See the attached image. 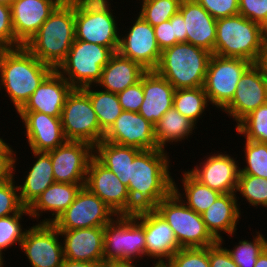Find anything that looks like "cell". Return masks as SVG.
Masks as SVG:
<instances>
[{
	"mask_svg": "<svg viewBox=\"0 0 267 267\" xmlns=\"http://www.w3.org/2000/svg\"><path fill=\"white\" fill-rule=\"evenodd\" d=\"M164 149L141 150L130 163L131 215L156 210L159 202L173 191L169 174L170 158Z\"/></svg>",
	"mask_w": 267,
	"mask_h": 267,
	"instance_id": "1",
	"label": "cell"
},
{
	"mask_svg": "<svg viewBox=\"0 0 267 267\" xmlns=\"http://www.w3.org/2000/svg\"><path fill=\"white\" fill-rule=\"evenodd\" d=\"M163 267H210L209 247L180 248Z\"/></svg>",
	"mask_w": 267,
	"mask_h": 267,
	"instance_id": "42",
	"label": "cell"
},
{
	"mask_svg": "<svg viewBox=\"0 0 267 267\" xmlns=\"http://www.w3.org/2000/svg\"><path fill=\"white\" fill-rule=\"evenodd\" d=\"M103 140L139 150L160 149L155 140L154 125L138 112L123 111Z\"/></svg>",
	"mask_w": 267,
	"mask_h": 267,
	"instance_id": "17",
	"label": "cell"
},
{
	"mask_svg": "<svg viewBox=\"0 0 267 267\" xmlns=\"http://www.w3.org/2000/svg\"><path fill=\"white\" fill-rule=\"evenodd\" d=\"M254 267H267V247L258 256Z\"/></svg>",
	"mask_w": 267,
	"mask_h": 267,
	"instance_id": "56",
	"label": "cell"
},
{
	"mask_svg": "<svg viewBox=\"0 0 267 267\" xmlns=\"http://www.w3.org/2000/svg\"><path fill=\"white\" fill-rule=\"evenodd\" d=\"M3 260H4V259L0 257V267H3L4 264H5V263H3V262H4Z\"/></svg>",
	"mask_w": 267,
	"mask_h": 267,
	"instance_id": "59",
	"label": "cell"
},
{
	"mask_svg": "<svg viewBox=\"0 0 267 267\" xmlns=\"http://www.w3.org/2000/svg\"><path fill=\"white\" fill-rule=\"evenodd\" d=\"M104 260L135 261L145 256L143 225L133 215H117L104 227Z\"/></svg>",
	"mask_w": 267,
	"mask_h": 267,
	"instance_id": "9",
	"label": "cell"
},
{
	"mask_svg": "<svg viewBox=\"0 0 267 267\" xmlns=\"http://www.w3.org/2000/svg\"><path fill=\"white\" fill-rule=\"evenodd\" d=\"M61 267H102V262H79L64 259Z\"/></svg>",
	"mask_w": 267,
	"mask_h": 267,
	"instance_id": "54",
	"label": "cell"
},
{
	"mask_svg": "<svg viewBox=\"0 0 267 267\" xmlns=\"http://www.w3.org/2000/svg\"><path fill=\"white\" fill-rule=\"evenodd\" d=\"M141 150L102 140L94 146V157L128 187L130 163Z\"/></svg>",
	"mask_w": 267,
	"mask_h": 267,
	"instance_id": "31",
	"label": "cell"
},
{
	"mask_svg": "<svg viewBox=\"0 0 267 267\" xmlns=\"http://www.w3.org/2000/svg\"><path fill=\"white\" fill-rule=\"evenodd\" d=\"M85 187L97 195L116 215H131V198L120 179L94 156L86 174Z\"/></svg>",
	"mask_w": 267,
	"mask_h": 267,
	"instance_id": "14",
	"label": "cell"
},
{
	"mask_svg": "<svg viewBox=\"0 0 267 267\" xmlns=\"http://www.w3.org/2000/svg\"><path fill=\"white\" fill-rule=\"evenodd\" d=\"M72 89L70 83L53 70L19 111L41 112L52 117H61L66 97Z\"/></svg>",
	"mask_w": 267,
	"mask_h": 267,
	"instance_id": "24",
	"label": "cell"
},
{
	"mask_svg": "<svg viewBox=\"0 0 267 267\" xmlns=\"http://www.w3.org/2000/svg\"><path fill=\"white\" fill-rule=\"evenodd\" d=\"M255 65L260 69L262 75L267 81V41L261 48L258 59L255 62Z\"/></svg>",
	"mask_w": 267,
	"mask_h": 267,
	"instance_id": "53",
	"label": "cell"
},
{
	"mask_svg": "<svg viewBox=\"0 0 267 267\" xmlns=\"http://www.w3.org/2000/svg\"><path fill=\"white\" fill-rule=\"evenodd\" d=\"M30 217L28 209L25 207L21 212L0 218V257L4 258L2 251L11 248L14 244L21 245L27 229H22L21 219L23 215Z\"/></svg>",
	"mask_w": 267,
	"mask_h": 267,
	"instance_id": "38",
	"label": "cell"
},
{
	"mask_svg": "<svg viewBox=\"0 0 267 267\" xmlns=\"http://www.w3.org/2000/svg\"><path fill=\"white\" fill-rule=\"evenodd\" d=\"M14 154H0V182L7 180L11 177L15 172L16 168V156Z\"/></svg>",
	"mask_w": 267,
	"mask_h": 267,
	"instance_id": "51",
	"label": "cell"
},
{
	"mask_svg": "<svg viewBox=\"0 0 267 267\" xmlns=\"http://www.w3.org/2000/svg\"><path fill=\"white\" fill-rule=\"evenodd\" d=\"M75 39V9L63 0L24 46L41 62L56 70L67 57Z\"/></svg>",
	"mask_w": 267,
	"mask_h": 267,
	"instance_id": "3",
	"label": "cell"
},
{
	"mask_svg": "<svg viewBox=\"0 0 267 267\" xmlns=\"http://www.w3.org/2000/svg\"><path fill=\"white\" fill-rule=\"evenodd\" d=\"M236 194L246 198L245 200L253 207L262 206L267 209V179L239 174Z\"/></svg>",
	"mask_w": 267,
	"mask_h": 267,
	"instance_id": "40",
	"label": "cell"
},
{
	"mask_svg": "<svg viewBox=\"0 0 267 267\" xmlns=\"http://www.w3.org/2000/svg\"><path fill=\"white\" fill-rule=\"evenodd\" d=\"M179 12L185 21L187 43L214 54L216 19L196 0H181Z\"/></svg>",
	"mask_w": 267,
	"mask_h": 267,
	"instance_id": "25",
	"label": "cell"
},
{
	"mask_svg": "<svg viewBox=\"0 0 267 267\" xmlns=\"http://www.w3.org/2000/svg\"><path fill=\"white\" fill-rule=\"evenodd\" d=\"M213 154L188 172L200 183L221 194L236 193L240 173L237 157L219 151Z\"/></svg>",
	"mask_w": 267,
	"mask_h": 267,
	"instance_id": "18",
	"label": "cell"
},
{
	"mask_svg": "<svg viewBox=\"0 0 267 267\" xmlns=\"http://www.w3.org/2000/svg\"><path fill=\"white\" fill-rule=\"evenodd\" d=\"M267 102V81L252 64L242 75L232 101L222 110L238 124L250 112Z\"/></svg>",
	"mask_w": 267,
	"mask_h": 267,
	"instance_id": "20",
	"label": "cell"
},
{
	"mask_svg": "<svg viewBox=\"0 0 267 267\" xmlns=\"http://www.w3.org/2000/svg\"><path fill=\"white\" fill-rule=\"evenodd\" d=\"M144 227L145 256L158 260L154 267H163L180 249L172 228L156 211H144L133 215Z\"/></svg>",
	"mask_w": 267,
	"mask_h": 267,
	"instance_id": "16",
	"label": "cell"
},
{
	"mask_svg": "<svg viewBox=\"0 0 267 267\" xmlns=\"http://www.w3.org/2000/svg\"><path fill=\"white\" fill-rule=\"evenodd\" d=\"M61 124L66 140L84 141L94 147L105 136L90 98L81 88H73L67 95L61 113Z\"/></svg>",
	"mask_w": 267,
	"mask_h": 267,
	"instance_id": "8",
	"label": "cell"
},
{
	"mask_svg": "<svg viewBox=\"0 0 267 267\" xmlns=\"http://www.w3.org/2000/svg\"><path fill=\"white\" fill-rule=\"evenodd\" d=\"M235 130L245 140L267 143V102L244 117Z\"/></svg>",
	"mask_w": 267,
	"mask_h": 267,
	"instance_id": "36",
	"label": "cell"
},
{
	"mask_svg": "<svg viewBox=\"0 0 267 267\" xmlns=\"http://www.w3.org/2000/svg\"><path fill=\"white\" fill-rule=\"evenodd\" d=\"M245 165L239 174H248L267 179V143L245 141Z\"/></svg>",
	"mask_w": 267,
	"mask_h": 267,
	"instance_id": "41",
	"label": "cell"
},
{
	"mask_svg": "<svg viewBox=\"0 0 267 267\" xmlns=\"http://www.w3.org/2000/svg\"><path fill=\"white\" fill-rule=\"evenodd\" d=\"M17 113L24 124V134L31 150L48 152L66 141L61 117H52L45 113L33 111H18Z\"/></svg>",
	"mask_w": 267,
	"mask_h": 267,
	"instance_id": "21",
	"label": "cell"
},
{
	"mask_svg": "<svg viewBox=\"0 0 267 267\" xmlns=\"http://www.w3.org/2000/svg\"><path fill=\"white\" fill-rule=\"evenodd\" d=\"M144 99L138 113L155 125L169 109L173 108L175 88L155 70L143 75Z\"/></svg>",
	"mask_w": 267,
	"mask_h": 267,
	"instance_id": "26",
	"label": "cell"
},
{
	"mask_svg": "<svg viewBox=\"0 0 267 267\" xmlns=\"http://www.w3.org/2000/svg\"><path fill=\"white\" fill-rule=\"evenodd\" d=\"M208 98L203 86L177 89L174 92L173 108L190 119L195 125L207 108Z\"/></svg>",
	"mask_w": 267,
	"mask_h": 267,
	"instance_id": "35",
	"label": "cell"
},
{
	"mask_svg": "<svg viewBox=\"0 0 267 267\" xmlns=\"http://www.w3.org/2000/svg\"><path fill=\"white\" fill-rule=\"evenodd\" d=\"M75 9V13L100 14L113 12L110 0H67Z\"/></svg>",
	"mask_w": 267,
	"mask_h": 267,
	"instance_id": "48",
	"label": "cell"
},
{
	"mask_svg": "<svg viewBox=\"0 0 267 267\" xmlns=\"http://www.w3.org/2000/svg\"><path fill=\"white\" fill-rule=\"evenodd\" d=\"M239 14L267 30V0H238Z\"/></svg>",
	"mask_w": 267,
	"mask_h": 267,
	"instance_id": "44",
	"label": "cell"
},
{
	"mask_svg": "<svg viewBox=\"0 0 267 267\" xmlns=\"http://www.w3.org/2000/svg\"><path fill=\"white\" fill-rule=\"evenodd\" d=\"M60 238L52 223H38L28 228L20 249L32 267H61L65 258Z\"/></svg>",
	"mask_w": 267,
	"mask_h": 267,
	"instance_id": "12",
	"label": "cell"
},
{
	"mask_svg": "<svg viewBox=\"0 0 267 267\" xmlns=\"http://www.w3.org/2000/svg\"><path fill=\"white\" fill-rule=\"evenodd\" d=\"M93 85L81 88L90 98L97 115L100 128L106 133L123 112L117 94L100 88L94 90ZM99 90V91H98Z\"/></svg>",
	"mask_w": 267,
	"mask_h": 267,
	"instance_id": "34",
	"label": "cell"
},
{
	"mask_svg": "<svg viewBox=\"0 0 267 267\" xmlns=\"http://www.w3.org/2000/svg\"><path fill=\"white\" fill-rule=\"evenodd\" d=\"M195 124L183 116L179 111L174 108L166 111L161 119L154 125L155 127V140L160 149H164L167 143L170 145L173 142L184 141L188 136L193 134Z\"/></svg>",
	"mask_w": 267,
	"mask_h": 267,
	"instance_id": "32",
	"label": "cell"
},
{
	"mask_svg": "<svg viewBox=\"0 0 267 267\" xmlns=\"http://www.w3.org/2000/svg\"><path fill=\"white\" fill-rule=\"evenodd\" d=\"M141 3L138 15L154 27L173 17L179 11L181 0H142Z\"/></svg>",
	"mask_w": 267,
	"mask_h": 267,
	"instance_id": "39",
	"label": "cell"
},
{
	"mask_svg": "<svg viewBox=\"0 0 267 267\" xmlns=\"http://www.w3.org/2000/svg\"><path fill=\"white\" fill-rule=\"evenodd\" d=\"M133 262L134 261L126 260H104L102 262V267H137Z\"/></svg>",
	"mask_w": 267,
	"mask_h": 267,
	"instance_id": "55",
	"label": "cell"
},
{
	"mask_svg": "<svg viewBox=\"0 0 267 267\" xmlns=\"http://www.w3.org/2000/svg\"><path fill=\"white\" fill-rule=\"evenodd\" d=\"M216 20L239 14L238 0H196Z\"/></svg>",
	"mask_w": 267,
	"mask_h": 267,
	"instance_id": "45",
	"label": "cell"
},
{
	"mask_svg": "<svg viewBox=\"0 0 267 267\" xmlns=\"http://www.w3.org/2000/svg\"><path fill=\"white\" fill-rule=\"evenodd\" d=\"M15 48L11 6L0 4V49Z\"/></svg>",
	"mask_w": 267,
	"mask_h": 267,
	"instance_id": "47",
	"label": "cell"
},
{
	"mask_svg": "<svg viewBox=\"0 0 267 267\" xmlns=\"http://www.w3.org/2000/svg\"><path fill=\"white\" fill-rule=\"evenodd\" d=\"M236 193L221 194L202 215V219L210 234L221 244L224 240L221 232L233 236L241 217L240 204Z\"/></svg>",
	"mask_w": 267,
	"mask_h": 267,
	"instance_id": "27",
	"label": "cell"
},
{
	"mask_svg": "<svg viewBox=\"0 0 267 267\" xmlns=\"http://www.w3.org/2000/svg\"><path fill=\"white\" fill-rule=\"evenodd\" d=\"M267 41V30L238 14L216 20L214 54L246 59L255 64Z\"/></svg>",
	"mask_w": 267,
	"mask_h": 267,
	"instance_id": "5",
	"label": "cell"
},
{
	"mask_svg": "<svg viewBox=\"0 0 267 267\" xmlns=\"http://www.w3.org/2000/svg\"><path fill=\"white\" fill-rule=\"evenodd\" d=\"M212 53L187 42H179L161 52L155 71L174 88H197L204 85Z\"/></svg>",
	"mask_w": 267,
	"mask_h": 267,
	"instance_id": "4",
	"label": "cell"
},
{
	"mask_svg": "<svg viewBox=\"0 0 267 267\" xmlns=\"http://www.w3.org/2000/svg\"><path fill=\"white\" fill-rule=\"evenodd\" d=\"M261 232L256 231V235H253V241L239 240V245L234 246L233 249L226 250L232 257V260L238 267H254L261 252L267 247V238Z\"/></svg>",
	"mask_w": 267,
	"mask_h": 267,
	"instance_id": "37",
	"label": "cell"
},
{
	"mask_svg": "<svg viewBox=\"0 0 267 267\" xmlns=\"http://www.w3.org/2000/svg\"><path fill=\"white\" fill-rule=\"evenodd\" d=\"M36 158L29 168L23 184L18 185V191L22 204L28 208L37 197L55 182L50 154L48 152H36L31 150Z\"/></svg>",
	"mask_w": 267,
	"mask_h": 267,
	"instance_id": "30",
	"label": "cell"
},
{
	"mask_svg": "<svg viewBox=\"0 0 267 267\" xmlns=\"http://www.w3.org/2000/svg\"><path fill=\"white\" fill-rule=\"evenodd\" d=\"M182 186L184 192L181 194L178 185L175 184L173 179V192L193 211L198 214H202L216 201L221 195L216 190L203 185L196 180L188 171H184L182 174ZM185 194V196H184ZM185 197V198H184ZM186 199V200H183Z\"/></svg>",
	"mask_w": 267,
	"mask_h": 267,
	"instance_id": "33",
	"label": "cell"
},
{
	"mask_svg": "<svg viewBox=\"0 0 267 267\" xmlns=\"http://www.w3.org/2000/svg\"><path fill=\"white\" fill-rule=\"evenodd\" d=\"M127 32L125 36L120 33L117 52L147 71L155 70L162 51L157 44L153 26L138 15Z\"/></svg>",
	"mask_w": 267,
	"mask_h": 267,
	"instance_id": "15",
	"label": "cell"
},
{
	"mask_svg": "<svg viewBox=\"0 0 267 267\" xmlns=\"http://www.w3.org/2000/svg\"><path fill=\"white\" fill-rule=\"evenodd\" d=\"M48 153L55 182L85 184L88 165L94 156V147L91 144L66 140Z\"/></svg>",
	"mask_w": 267,
	"mask_h": 267,
	"instance_id": "13",
	"label": "cell"
},
{
	"mask_svg": "<svg viewBox=\"0 0 267 267\" xmlns=\"http://www.w3.org/2000/svg\"><path fill=\"white\" fill-rule=\"evenodd\" d=\"M85 184L54 182L27 208L33 219L42 213L51 212L52 218L40 220V223H54L56 219L74 202L77 193ZM44 211V212H43ZM55 215V216H54Z\"/></svg>",
	"mask_w": 267,
	"mask_h": 267,
	"instance_id": "28",
	"label": "cell"
},
{
	"mask_svg": "<svg viewBox=\"0 0 267 267\" xmlns=\"http://www.w3.org/2000/svg\"><path fill=\"white\" fill-rule=\"evenodd\" d=\"M113 12L100 14L75 13L76 40L95 43L118 51L120 31Z\"/></svg>",
	"mask_w": 267,
	"mask_h": 267,
	"instance_id": "23",
	"label": "cell"
},
{
	"mask_svg": "<svg viewBox=\"0 0 267 267\" xmlns=\"http://www.w3.org/2000/svg\"><path fill=\"white\" fill-rule=\"evenodd\" d=\"M156 211L172 228L180 248H204L218 241L207 230L202 215L189 208L173 191Z\"/></svg>",
	"mask_w": 267,
	"mask_h": 267,
	"instance_id": "6",
	"label": "cell"
},
{
	"mask_svg": "<svg viewBox=\"0 0 267 267\" xmlns=\"http://www.w3.org/2000/svg\"><path fill=\"white\" fill-rule=\"evenodd\" d=\"M64 258L69 261L103 262L104 227L59 230Z\"/></svg>",
	"mask_w": 267,
	"mask_h": 267,
	"instance_id": "22",
	"label": "cell"
},
{
	"mask_svg": "<svg viewBox=\"0 0 267 267\" xmlns=\"http://www.w3.org/2000/svg\"><path fill=\"white\" fill-rule=\"evenodd\" d=\"M147 70L133 60L114 53L109 62L102 68L100 80L95 87L100 86L105 91L118 94L127 87L139 82Z\"/></svg>",
	"mask_w": 267,
	"mask_h": 267,
	"instance_id": "29",
	"label": "cell"
},
{
	"mask_svg": "<svg viewBox=\"0 0 267 267\" xmlns=\"http://www.w3.org/2000/svg\"><path fill=\"white\" fill-rule=\"evenodd\" d=\"M252 64L246 59L212 54L203 85L209 104L222 111L232 101L242 75Z\"/></svg>",
	"mask_w": 267,
	"mask_h": 267,
	"instance_id": "10",
	"label": "cell"
},
{
	"mask_svg": "<svg viewBox=\"0 0 267 267\" xmlns=\"http://www.w3.org/2000/svg\"><path fill=\"white\" fill-rule=\"evenodd\" d=\"M13 0H0V4L11 6Z\"/></svg>",
	"mask_w": 267,
	"mask_h": 267,
	"instance_id": "58",
	"label": "cell"
},
{
	"mask_svg": "<svg viewBox=\"0 0 267 267\" xmlns=\"http://www.w3.org/2000/svg\"><path fill=\"white\" fill-rule=\"evenodd\" d=\"M12 146L6 143L4 139L0 138V154H14Z\"/></svg>",
	"mask_w": 267,
	"mask_h": 267,
	"instance_id": "57",
	"label": "cell"
},
{
	"mask_svg": "<svg viewBox=\"0 0 267 267\" xmlns=\"http://www.w3.org/2000/svg\"><path fill=\"white\" fill-rule=\"evenodd\" d=\"M116 216L110 207L84 186L53 225L58 230L105 227Z\"/></svg>",
	"mask_w": 267,
	"mask_h": 267,
	"instance_id": "11",
	"label": "cell"
},
{
	"mask_svg": "<svg viewBox=\"0 0 267 267\" xmlns=\"http://www.w3.org/2000/svg\"><path fill=\"white\" fill-rule=\"evenodd\" d=\"M14 175L0 182V218L18 214L25 206L22 204Z\"/></svg>",
	"mask_w": 267,
	"mask_h": 267,
	"instance_id": "43",
	"label": "cell"
},
{
	"mask_svg": "<svg viewBox=\"0 0 267 267\" xmlns=\"http://www.w3.org/2000/svg\"><path fill=\"white\" fill-rule=\"evenodd\" d=\"M174 30L176 36V43L187 42L185 21L182 14L179 11L174 15Z\"/></svg>",
	"mask_w": 267,
	"mask_h": 267,
	"instance_id": "52",
	"label": "cell"
},
{
	"mask_svg": "<svg viewBox=\"0 0 267 267\" xmlns=\"http://www.w3.org/2000/svg\"><path fill=\"white\" fill-rule=\"evenodd\" d=\"M209 264L210 267H238L226 247L223 248L219 241L209 246Z\"/></svg>",
	"mask_w": 267,
	"mask_h": 267,
	"instance_id": "50",
	"label": "cell"
},
{
	"mask_svg": "<svg viewBox=\"0 0 267 267\" xmlns=\"http://www.w3.org/2000/svg\"><path fill=\"white\" fill-rule=\"evenodd\" d=\"M123 111L138 112L144 99L143 76L134 85L117 94Z\"/></svg>",
	"mask_w": 267,
	"mask_h": 267,
	"instance_id": "46",
	"label": "cell"
},
{
	"mask_svg": "<svg viewBox=\"0 0 267 267\" xmlns=\"http://www.w3.org/2000/svg\"><path fill=\"white\" fill-rule=\"evenodd\" d=\"M63 0H13L11 4L15 48L24 46Z\"/></svg>",
	"mask_w": 267,
	"mask_h": 267,
	"instance_id": "19",
	"label": "cell"
},
{
	"mask_svg": "<svg viewBox=\"0 0 267 267\" xmlns=\"http://www.w3.org/2000/svg\"><path fill=\"white\" fill-rule=\"evenodd\" d=\"M113 54L108 47L75 39L67 57L56 71L73 88L96 85L101 78L102 68Z\"/></svg>",
	"mask_w": 267,
	"mask_h": 267,
	"instance_id": "7",
	"label": "cell"
},
{
	"mask_svg": "<svg viewBox=\"0 0 267 267\" xmlns=\"http://www.w3.org/2000/svg\"><path fill=\"white\" fill-rule=\"evenodd\" d=\"M53 70L25 46L0 49V89L7 92L16 112Z\"/></svg>",
	"mask_w": 267,
	"mask_h": 267,
	"instance_id": "2",
	"label": "cell"
},
{
	"mask_svg": "<svg viewBox=\"0 0 267 267\" xmlns=\"http://www.w3.org/2000/svg\"><path fill=\"white\" fill-rule=\"evenodd\" d=\"M153 28L157 44L161 51L176 44L174 15L170 20L164 21Z\"/></svg>",
	"mask_w": 267,
	"mask_h": 267,
	"instance_id": "49",
	"label": "cell"
}]
</instances>
